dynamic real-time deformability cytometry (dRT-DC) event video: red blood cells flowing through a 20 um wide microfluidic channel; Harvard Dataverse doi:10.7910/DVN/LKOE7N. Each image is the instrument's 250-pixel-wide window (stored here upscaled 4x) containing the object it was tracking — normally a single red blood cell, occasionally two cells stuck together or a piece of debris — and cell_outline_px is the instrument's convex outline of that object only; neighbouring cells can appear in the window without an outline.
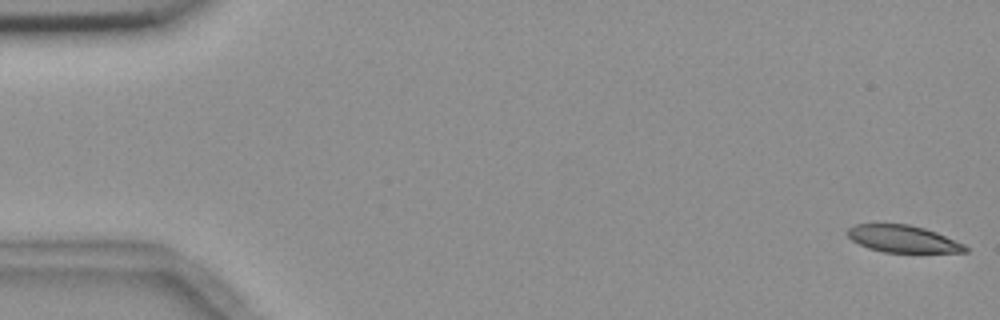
{"species": "common noctule bat (a hibernating species)", "species_latin": "Nyctalus noctula", "temperature_condition": "room temperature", "stored_images_in_passage": 5, "camera_frame_rate_fps": 3000, "um_per_image_px": 0.085, "animal": {"sex": "female", "body_mass_g": 18.4}, "frame": {"image": 1, "passage_image": 1, "time_ms": 0.0, "image_size_px": [1000, 320], "cell_outline_px": [[968, 252], [884, 252], [868, 248], [852, 240], [844, 232], [848, 228], [856, 224], [908, 224], [924, 228], [936, 232], [964, 244], [968, 248]], "centroid_in_image_um": [76.72, 20.3], "position_along_channel_um": 8.3, "area_um2": 18.5}}
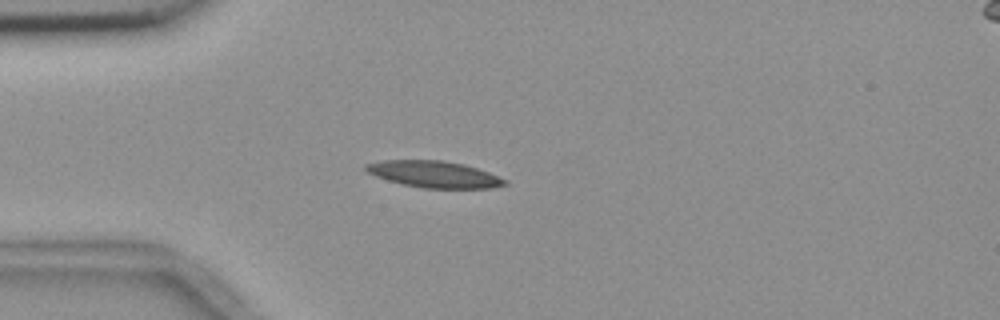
{"frame": {"image": 2, "passage_image": 5, "time_ms": 4.667, "image_size_px": [1000, 320], "cell_outline_px": [[508, 184], [492, 188], [420, 188], [388, 180], [376, 176], [368, 172], [364, 168], [364, 164], [384, 160], [444, 160], [464, 164], [488, 172], [508, 180]], "centroid_in_image_um": [36.92, 14.81], "position_along_channel_um": 48.1, "area_um2": 21.5}}